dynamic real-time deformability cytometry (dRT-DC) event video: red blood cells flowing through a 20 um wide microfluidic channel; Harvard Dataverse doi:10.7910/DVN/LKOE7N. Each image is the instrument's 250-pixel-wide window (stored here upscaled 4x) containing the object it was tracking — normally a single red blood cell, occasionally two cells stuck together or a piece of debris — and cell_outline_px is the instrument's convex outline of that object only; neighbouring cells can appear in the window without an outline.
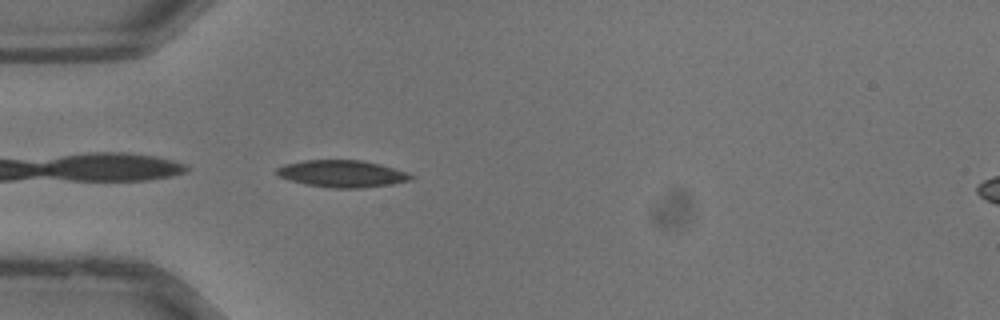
{"species": "common noctule bat (a hibernating species)", "species_latin": "Nyctalus noctula", "temperature_condition": "warm", "stored_images_in_passage": 27, "camera_frame_rate_fps": 3000, "um_per_image_px": 0.085, "animal": {"sex": "male", "body_mass_g": 13.3}, "frame": {"image": 1, "passage_image": 1, "time_ms": 0.0, "image_size_px": [1000, 320], "cell_outline_px": [[416, 176], [412, 180], [392, 184], [360, 188], [328, 188], [304, 184], [280, 176], [276, 172], [276, 168], [284, 164], [304, 160], [360, 160], [380, 164]], "centroid_in_image_um": [29.08, 14.77], "position_along_channel_um": 55.9, "area_um2": 21.04}}
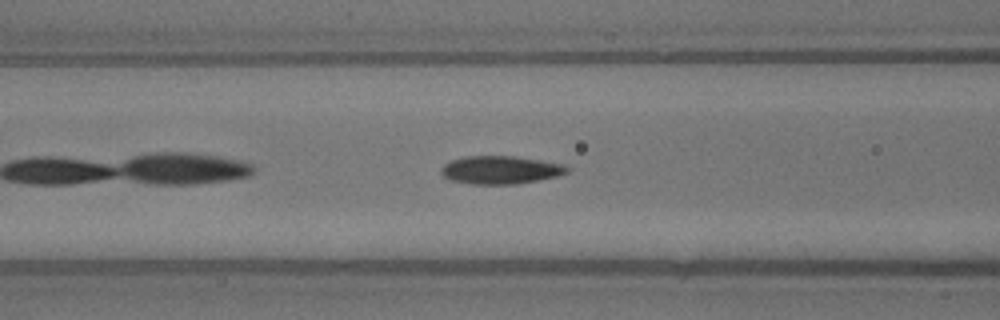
{"frame": {"image": 2, "passage_image": 5, "time_ms": 1.333, "image_size_px": [1000, 320], "cell_outline_px": [[568, 172], [556, 176], [516, 184], [472, 184], [452, 180], [444, 176], [440, 172], [440, 168], [444, 164], [452, 160], [468, 156], [512, 156], [564, 164], [568, 168]], "centroid_in_image_um": [42.51, 14.44], "position_along_channel_um": 124.1, "area_um2": 20.29}}
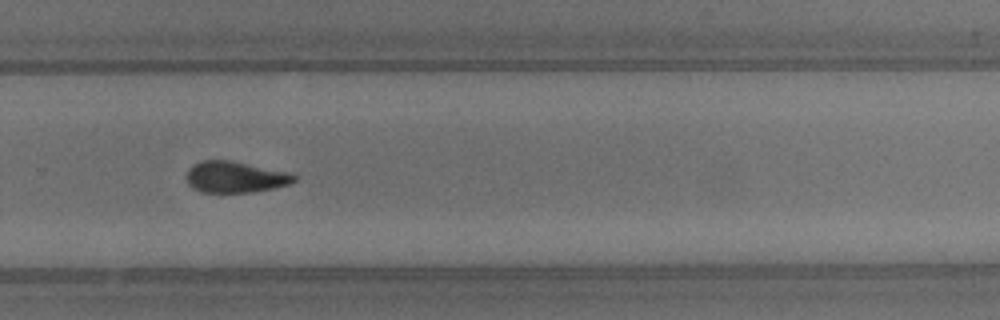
{"frame": {"image": 3, "passage_image": 15, "time_ms": 4.667, "image_size_px": [1000, 320], "cell_outline_px": [[296, 180], [288, 184], [272, 188], [252, 192], [200, 192], [192, 188], [188, 184], [188, 168], [192, 164], [200, 160], [228, 160], [292, 172], [296, 176]], "centroid_in_image_um": [19.99, 15.04], "position_along_channel_um": 309.8, "area_um2": 19.65}}